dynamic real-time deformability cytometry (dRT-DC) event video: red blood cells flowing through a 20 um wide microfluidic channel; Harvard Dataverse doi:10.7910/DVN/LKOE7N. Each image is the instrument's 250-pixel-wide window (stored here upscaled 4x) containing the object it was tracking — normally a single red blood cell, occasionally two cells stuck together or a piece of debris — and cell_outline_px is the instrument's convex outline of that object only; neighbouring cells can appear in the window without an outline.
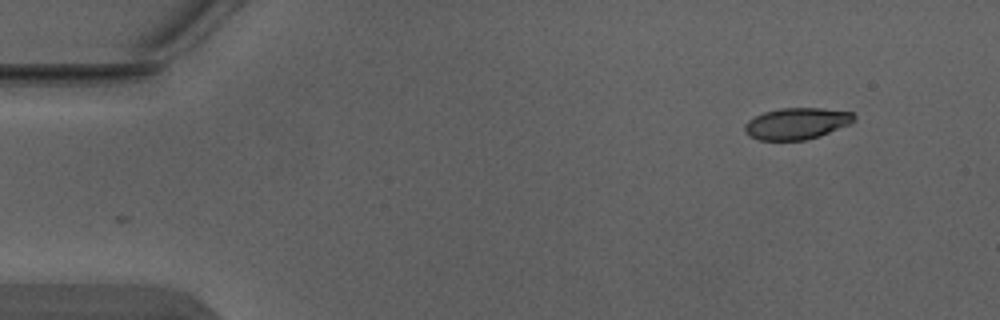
{"species": "Egyptian fruit bat (a non-hibernating species)", "species_latin": "Rousettus aegyptiacus", "temperature_condition": "warm", "stored_images_in_passage": 2, "camera_frame_rate_fps": 3000, "um_per_image_px": 0.085, "animal": {"sex": "male"}, "frame": {"image": 1, "passage_image": 2, "time_ms": 0.333, "image_size_px": [1000, 320], "cell_outline_px": [[856, 120], [848, 124], [820, 136], [804, 140], [760, 140], [748, 136], [744, 132], [744, 124], [748, 120], [764, 112], [780, 108], [820, 108], [852, 112], [856, 116]], "centroid_in_image_um": [67.69, 10.5], "position_along_channel_um": 17.3, "area_um2": 20.06}}